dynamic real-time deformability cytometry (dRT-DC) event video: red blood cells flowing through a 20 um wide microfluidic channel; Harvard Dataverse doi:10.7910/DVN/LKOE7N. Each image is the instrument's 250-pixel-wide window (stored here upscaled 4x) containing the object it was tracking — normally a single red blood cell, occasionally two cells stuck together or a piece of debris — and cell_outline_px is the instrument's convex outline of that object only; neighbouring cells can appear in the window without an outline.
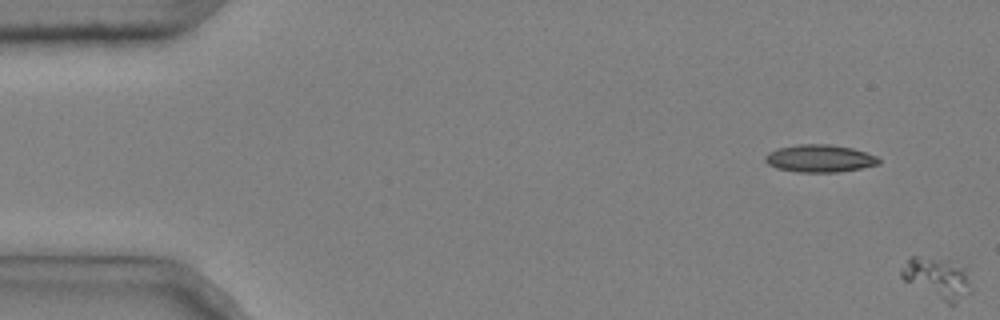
{"species": "common noctule bat (a hibernating species)", "species_latin": "Nyctalus noctula", "temperature_condition": "cold", "stored_images_in_passage": 5, "segment_of_instrument_passage": [2, 2], "camera_frame_rate_fps": 3000, "um_per_image_px": 0.085, "animal": {"sex": "male", "body_mass_g": 20.4}, "frame": {"image": 1, "passage_image": 5, "time_ms": 1.333, "image_size_px": [1000, 320], "cell_outline_px": [[972, 292], [956, 304], [948, 304], [904, 280], [900, 276], [900, 272], [908, 260], [912, 256], [916, 256], [956, 260], [968, 268], [972, 288]], "centroid_in_image_um": [79.79, 23.62], "position_along_channel_um": 5.2, "area_um2": 17.17}}